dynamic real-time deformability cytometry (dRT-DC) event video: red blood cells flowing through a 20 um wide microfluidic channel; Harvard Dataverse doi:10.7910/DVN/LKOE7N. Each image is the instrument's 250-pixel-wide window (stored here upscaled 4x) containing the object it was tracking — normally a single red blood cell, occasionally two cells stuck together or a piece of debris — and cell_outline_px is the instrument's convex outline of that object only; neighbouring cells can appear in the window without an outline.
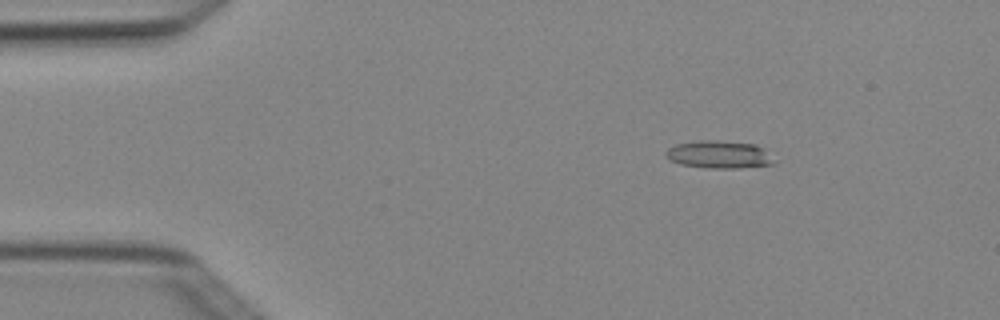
{"species": "Egyptian fruit bat (a non-hibernating species)", "species_latin": "Rousettus aegyptiacus", "temperature_condition": "cold", "stored_images_in_passage": 3, "camera_frame_rate_fps": 3000, "um_per_image_px": 0.085, "animal": {"sex": "female"}, "frame": {"image": 1, "passage_image": 1, "time_ms": 0.0, "image_size_px": [1000, 320], "cell_outline_px": [[776, 164], [740, 168], [708, 168], [680, 164], [668, 160], [664, 152], [668, 148], [676, 144], [700, 140], [716, 140], [756, 144], [764, 148], [776, 160]], "centroid_in_image_um": [61.15, 13.14], "position_along_channel_um": 23.9, "area_um2": 17.74}}
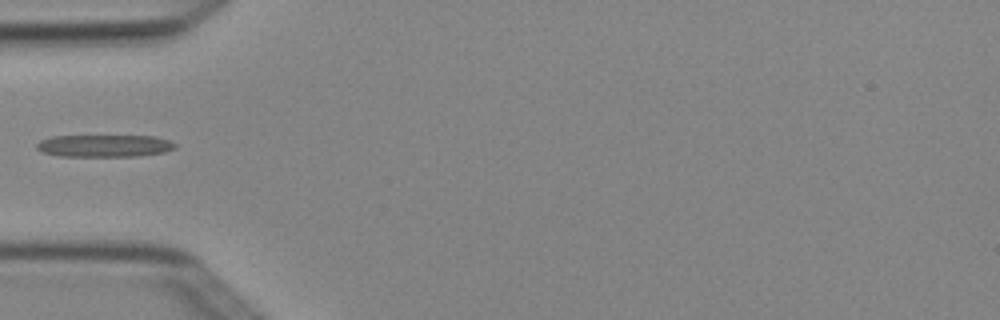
{"frame": {"image": 2, "passage_image": 3, "time_ms": 0.667, "image_size_px": [1000, 320], "cell_outline_px": [[176, 148], [164, 152], [136, 156], [60, 156], [40, 152], [36, 148], [36, 144], [40, 140], [52, 136], [156, 136], [168, 140], [176, 144]], "centroid_in_image_um": [8.85, 12.39], "position_along_channel_um": 76.2, "area_um2": 17.98}}